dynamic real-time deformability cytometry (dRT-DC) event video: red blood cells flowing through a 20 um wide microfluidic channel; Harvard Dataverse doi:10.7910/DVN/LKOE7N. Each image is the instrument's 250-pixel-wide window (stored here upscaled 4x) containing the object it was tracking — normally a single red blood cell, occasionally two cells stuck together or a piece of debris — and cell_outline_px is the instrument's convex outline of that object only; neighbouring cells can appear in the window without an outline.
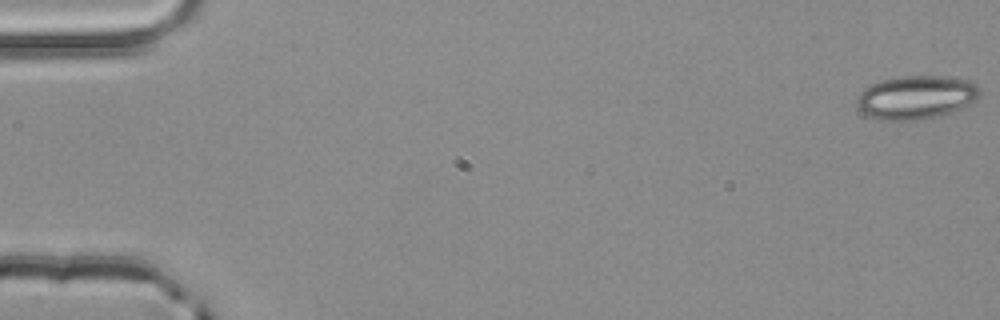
{"species": "common noctule bat (a hibernating species)", "species_latin": "Nyctalus noctula", "temperature_condition": "room temperature", "stored_images_in_passage": 5, "camera_frame_rate_fps": 3000, "um_per_image_px": 0.085, "animal": {"sex": "male", "body_mass_g": 20.4}, "frame": {"image": 1, "passage_image": 1, "time_ms": 0.0, "image_size_px": [1000, 320], "cell_outline_px": [[980, 96], [976, 100], [960, 108], [940, 116], [912, 120], [884, 120], [868, 116], [856, 104], [856, 96], [864, 88], [880, 80], [900, 76], [944, 76], [968, 80], [976, 84], [980, 92]], "centroid_in_image_um": [77.86, 8.26], "position_along_channel_um": 7.1, "area_um2": 31.1}}
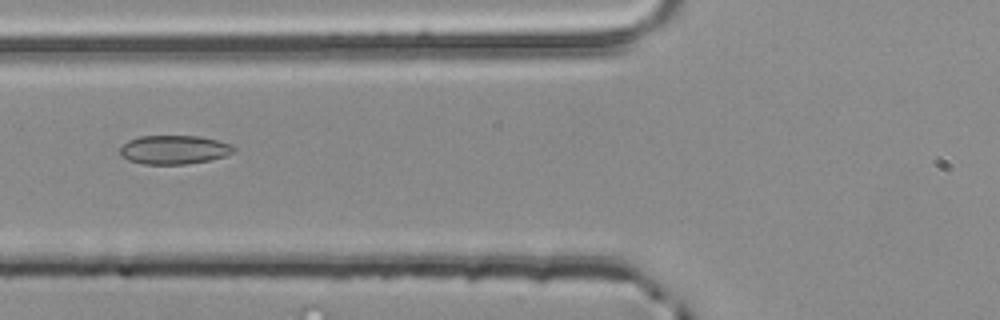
{"frame": {"image": 2, "passage_image": 5, "time_ms": 1.333, "image_size_px": [1000, 320], "cell_outline_px": [[236, 148], [232, 152], [224, 156], [212, 160], [184, 164], [144, 164], [128, 160], [120, 156], [120, 148], [128, 140], [140, 136], [200, 136], [232, 144]], "centroid_in_image_um": [14.79, 12.72], "position_along_channel_um": 111.0, "area_um2": 19.13}}